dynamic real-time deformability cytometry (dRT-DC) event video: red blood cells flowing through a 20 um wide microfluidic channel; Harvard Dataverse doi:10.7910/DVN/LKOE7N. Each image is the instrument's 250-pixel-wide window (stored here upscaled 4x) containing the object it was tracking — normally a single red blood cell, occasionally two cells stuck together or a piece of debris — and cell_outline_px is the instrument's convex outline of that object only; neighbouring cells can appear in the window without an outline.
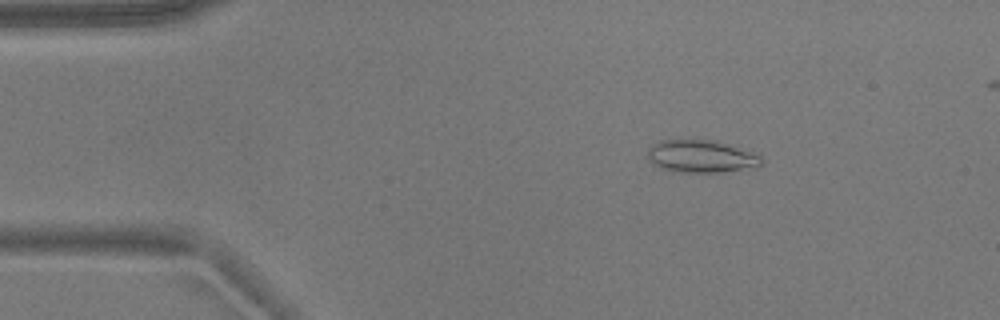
{"species": "common noctule bat (a hibernating species)", "species_latin": "Nyctalus noctula", "temperature_condition": "warm", "stored_images_in_passage": 36, "camera_frame_rate_fps": 3000, "um_per_image_px": 0.085, "animal": {"sex": "male", "body_mass_g": 17.9}, "frame": {"image": 1, "passage_image": 2, "time_ms": 0.333, "image_size_px": [1000, 320], "cell_outline_px": [[764, 164], [720, 172], [672, 172], [660, 168], [648, 160], [648, 148], [652, 144], [660, 140], [716, 140], [736, 144], [760, 156], [764, 160]], "centroid_in_image_um": [59.59, 13.27], "position_along_channel_um": 25.4, "area_um2": 21.85}}
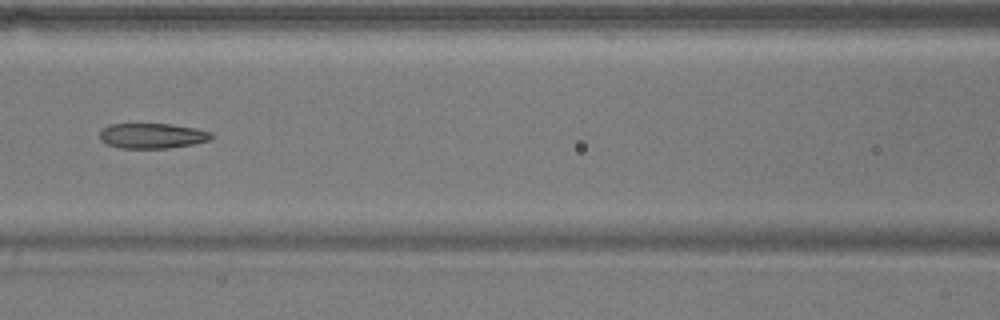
{"frame": {"image": 2, "passage_image": 17, "time_ms": 5.333, "image_size_px": [1000, 320], "cell_outline_px": [[212, 140], [192, 144], [168, 148], [120, 148], [108, 144], [100, 140], [100, 132], [104, 128], [112, 124], [168, 124], [196, 128], [212, 132]], "centroid_in_image_um": [12.97, 11.54], "position_along_channel_um": 153.6, "area_um2": 16.3}}
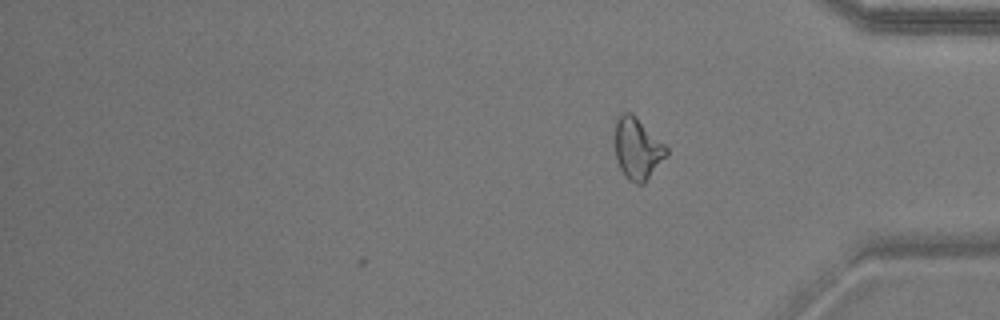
{"frame": {"image": 3, "passage_image": 36, "time_ms": 11.667, "image_size_px": [1000, 320], "cell_outline_px": [[668, 156], [644, 184], [636, 184], [628, 180], [624, 176], [620, 168], [616, 156], [612, 140], [616, 120], [620, 112], [632, 112], [668, 148]], "centroid_in_image_um": [54.15, 12.63], "position_along_channel_um": 381.0, "area_um2": 19.07}, "authors_computed_cell_mechanics": {"area_um2": 16.9065, "velocity_mm_per_s": 3.7726, "shape_relaxation_time_tau1_ms": null, "shape_relaxation_time_tau2_ms": 4.2914, "deformation_change_tau1": null, "deformation_change_tau2": 0.1229}}